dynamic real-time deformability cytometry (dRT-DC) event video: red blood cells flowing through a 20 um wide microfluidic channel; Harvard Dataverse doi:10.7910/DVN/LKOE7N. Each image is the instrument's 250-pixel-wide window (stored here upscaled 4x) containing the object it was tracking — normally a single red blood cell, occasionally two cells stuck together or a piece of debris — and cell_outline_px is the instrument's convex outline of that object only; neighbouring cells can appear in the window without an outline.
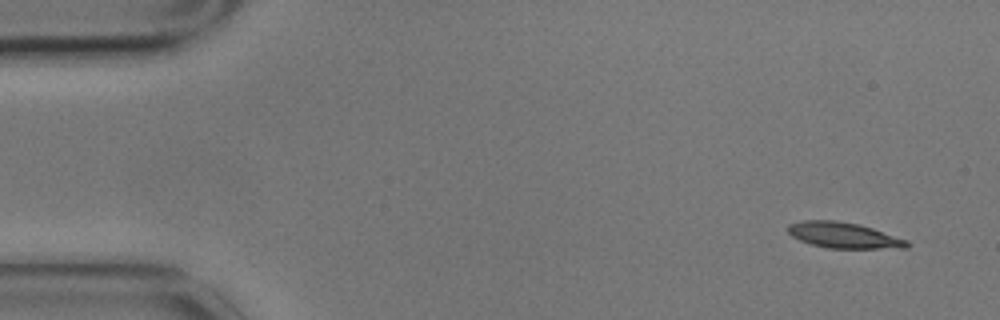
{"species": "common noctule bat (a hibernating species)", "species_latin": "Nyctalus noctula", "temperature_condition": "cold", "stored_images_in_passage": 4, "camera_frame_rate_fps": 3000, "um_per_image_px": 0.085, "animal": {"sex": "male", "body_mass_g": 17.9}, "frame": {"image": 1, "passage_image": 1, "time_ms": 0.0, "image_size_px": [1000, 320], "cell_outline_px": [[912, 244], [908, 248], [828, 248], [812, 244], [800, 240], [792, 236], [788, 232], [788, 224], [804, 220], [836, 220], [860, 224], [908, 240]], "centroid_in_image_um": [71.74, 19.99], "position_along_channel_um": 13.3, "area_um2": 17.92}}